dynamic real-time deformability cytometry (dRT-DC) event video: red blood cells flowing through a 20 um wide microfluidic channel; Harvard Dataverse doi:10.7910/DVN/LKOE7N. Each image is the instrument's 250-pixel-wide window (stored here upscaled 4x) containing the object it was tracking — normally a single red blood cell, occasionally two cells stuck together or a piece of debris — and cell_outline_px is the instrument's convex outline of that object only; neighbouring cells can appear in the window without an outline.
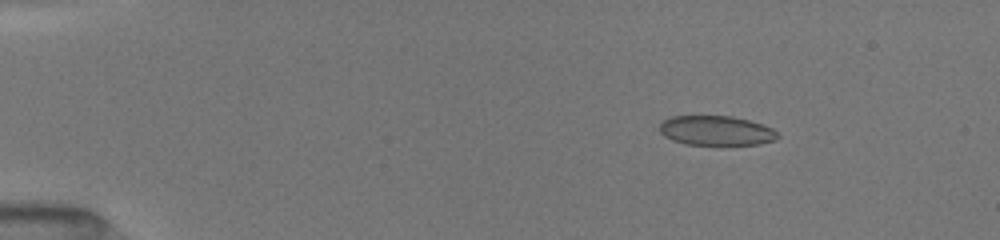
{"species": "common noctule bat (a hibernating species)", "species_latin": "Nyctalus noctula", "temperature_condition": "room temperature", "stored_images_in_passage": 45, "camera_frame_rate_fps": 3000, "um_per_image_px": 0.085, "animal": {"sex": "female", "body_mass_g": 19.5, "forearm_length_mm": 54.1}, "frame": {"image": 1, "passage_image": 4, "time_ms": 2.0, "image_size_px": [1000, 240], "cell_outline_px": [[780, 136], [776, 140], [756, 144], [684, 144], [672, 140], [664, 136], [660, 132], [660, 124], [664, 120], [672, 116], [732, 116], [748, 120], [772, 128]], "centroid_in_image_um": [60.86, 11.1], "position_along_channel_um": 24.1, "area_um2": 20.17}}
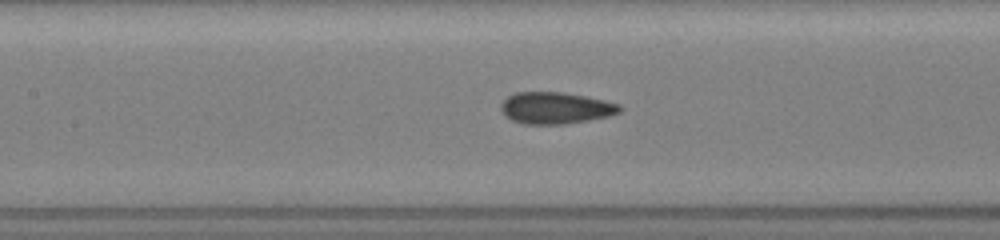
{"frame": {"image": 2, "passage_image": 20, "time_ms": 7.667, "image_size_px": [1000, 240], "cell_outline_px": [[624, 108], [620, 112], [608, 116], [588, 120], [564, 124], [524, 124], [512, 120], [504, 116], [500, 108], [500, 104], [508, 96], [516, 92], [564, 92], [604, 100], [620, 104]], "centroid_in_image_um": [47.22, 9.18], "position_along_channel_um": 160.2, "area_um2": 22.02}}
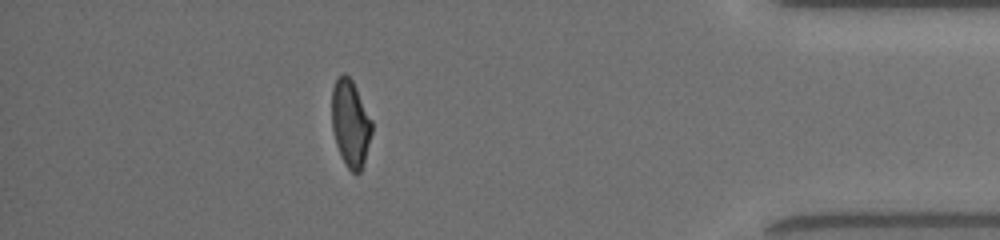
{"frame": {"image": 3, "passage_image": 40, "time_ms": 14.667, "image_size_px": [1000, 240], "cell_outline_px": [[372, 132], [364, 164], [360, 172], [352, 172], [348, 168], [336, 144], [332, 128], [332, 88], [336, 76], [344, 72], [352, 80], [372, 120]], "centroid_in_image_um": [29.78, 10.44], "position_along_channel_um": 405.4, "area_um2": 20.23}, "authors_computed_cell_mechanics": {"area_um2": 21.4438, "velocity_mm_per_s": 4.0454, "shape_relaxation_time_tau1_ms": 6.2545, "shape_relaxation_time_tau2_ms": 0.9642, "deformation_change_tau1": 0.1747, "deformation_change_tau2": 0.0639}}